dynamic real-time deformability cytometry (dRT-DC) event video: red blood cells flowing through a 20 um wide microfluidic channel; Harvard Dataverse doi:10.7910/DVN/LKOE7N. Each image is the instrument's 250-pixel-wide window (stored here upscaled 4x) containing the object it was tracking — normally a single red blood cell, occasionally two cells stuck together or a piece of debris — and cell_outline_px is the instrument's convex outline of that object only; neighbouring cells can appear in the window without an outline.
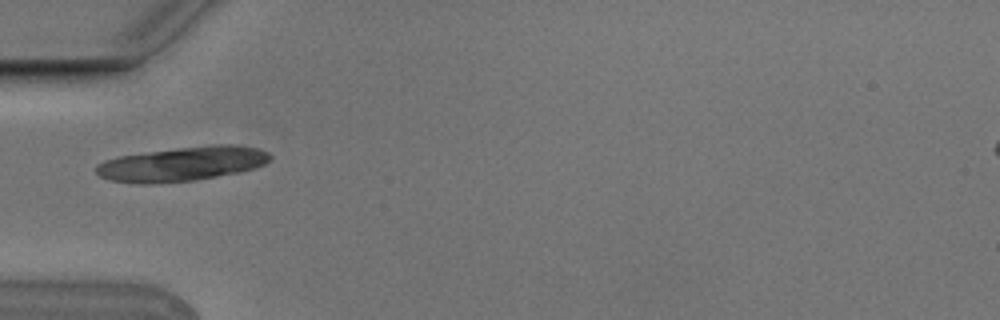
{"species": "Egyptian fruit bat (a non-hibernating species)", "species_latin": "Rousettus aegyptiacus", "temperature_condition": "cold", "stored_images_in_passage": 5, "camera_frame_rate_fps": 3000, "um_per_image_px": 0.085, "animal": {"sex": "male"}, "frame": {"image": 1, "passage_image": 5, "time_ms": 1.333, "image_size_px": [1000, 320], "cell_outline_px": [[272, 156], [264, 164], [240, 172], [196, 180], [152, 184], [136, 184], [108, 180], [100, 176], [96, 172], [96, 164], [104, 160], [120, 156], [148, 152], [208, 144], [236, 144], [256, 148], [268, 152]], "centroid_in_image_um": [15.47, 13.93], "position_along_channel_um": 69.5, "area_um2": 34.97}}